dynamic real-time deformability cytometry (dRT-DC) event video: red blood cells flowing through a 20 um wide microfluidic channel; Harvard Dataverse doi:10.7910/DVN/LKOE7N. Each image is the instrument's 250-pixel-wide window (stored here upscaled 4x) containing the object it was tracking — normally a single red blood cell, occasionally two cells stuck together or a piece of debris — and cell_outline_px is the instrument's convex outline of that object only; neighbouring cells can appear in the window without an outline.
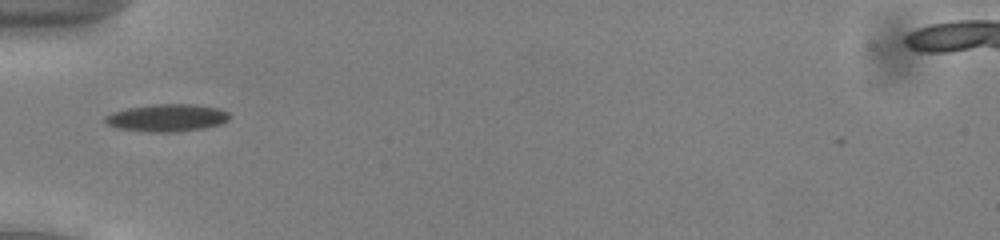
{"species": "common noctule bat (a hibernating species)", "species_latin": "Nyctalus noctula", "temperature_condition": "cold", "stored_images_in_passage": 29, "camera_frame_rate_fps": 3000, "um_per_image_px": 0.085, "animal": {"sex": "male", "body_mass_g": 13.0, "forearm_length_mm": 53.1}, "frame": {"image": 1, "passage_image": 1, "time_ms": 0.0, "image_size_px": [1000, 240], "cell_outline_px": [[232, 116], [228, 120], [220, 124], [204, 128], [180, 132], [148, 132], [116, 128], [108, 124], [104, 120], [104, 116], [112, 112], [128, 108], [156, 104], [192, 104], [220, 108], [228, 112]], "centroid_in_image_um": [14.21, 10.02], "position_along_channel_um": 70.8, "area_um2": 20.06}}
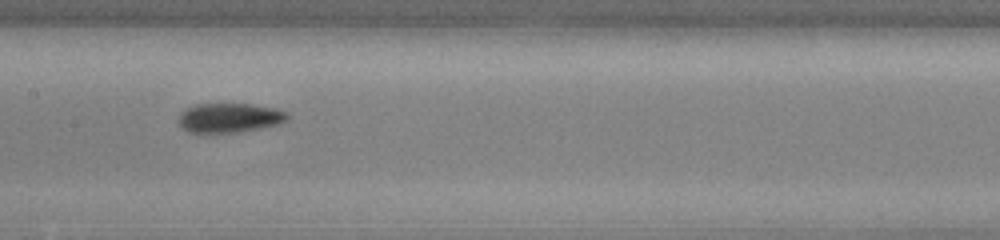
{"frame": {"image": 2, "passage_image": 10, "time_ms": 3.0, "image_size_px": [1000, 240], "cell_outline_px": [[288, 120], [280, 124], [236, 132], [188, 132], [176, 120], [180, 112], [196, 104], [252, 104], [276, 108], [288, 112]], "centroid_in_image_um": [19.52, 10.0], "position_along_channel_um": 187.9, "area_um2": 18.61}}
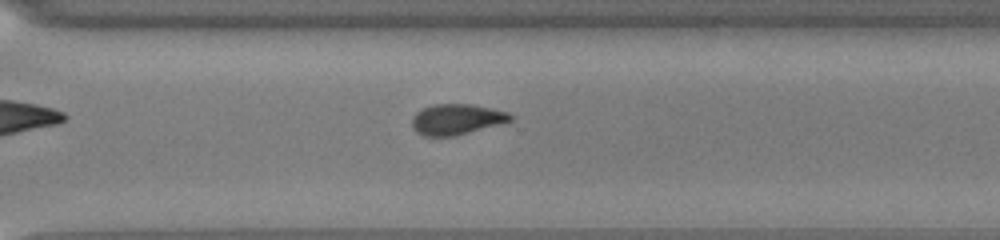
{"frame": {"image": 3, "passage_image": 21, "time_ms": 6.667, "image_size_px": [1000, 240], "cell_outline_px": [[512, 120], [500, 124], [456, 136], [424, 136], [416, 132], [412, 128], [412, 116], [416, 112], [432, 104], [472, 104], [508, 112], [512, 116]], "centroid_in_image_um": [38.78, 10.15], "position_along_channel_um": 331.8, "area_um2": 17.63}, "authors_computed_cell_mechanics": {"area_um2": 18.6116, "velocity_mm_per_s": 3.938, "shape_relaxation_time_tau1_ms": 4.5875, "shape_relaxation_time_tau2_ms": 2.7289, "deformation_change_tau1": 0.1267, "deformation_change_tau2": 0.0874}}